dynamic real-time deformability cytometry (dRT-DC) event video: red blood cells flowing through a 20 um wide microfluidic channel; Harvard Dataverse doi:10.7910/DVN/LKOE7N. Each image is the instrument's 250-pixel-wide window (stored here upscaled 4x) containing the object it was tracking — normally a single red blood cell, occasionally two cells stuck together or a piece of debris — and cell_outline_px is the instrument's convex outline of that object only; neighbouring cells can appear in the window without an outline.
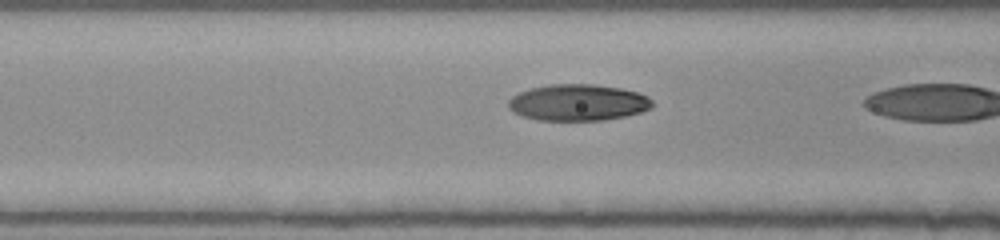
{"species": "human", "species_latin": "Homo sapiens", "temperature_condition": "room temperature", "stored_images_in_passage": 14, "segment_of_instrument_passage": [2, 2], "camera_frame_rate_fps": 3000, "um_per_image_px": 0.085, "donor": {"sex": "female"}, "frame": {"image": 1, "passage_image": 13, "time_ms": 4.0, "image_size_px": [1000, 240], "cell_outline_px": [[652, 108], [640, 112], [624, 116], [604, 120], [536, 120], [520, 116], [512, 112], [508, 108], [508, 100], [512, 96], [520, 92], [532, 88], [548, 84], [592, 84], [620, 88], [636, 92], [648, 96], [652, 100]], "centroid_in_image_um": [49.09, 8.72], "position_along_channel_um": 117.5, "area_um2": 30.63}}